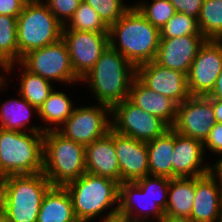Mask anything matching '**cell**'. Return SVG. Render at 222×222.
Listing matches in <instances>:
<instances>
[{"label":"cell","instance_id":"1","mask_svg":"<svg viewBox=\"0 0 222 222\" xmlns=\"http://www.w3.org/2000/svg\"><path fill=\"white\" fill-rule=\"evenodd\" d=\"M109 46L135 67L155 60L160 29L132 7L108 29Z\"/></svg>","mask_w":222,"mask_h":222},{"label":"cell","instance_id":"2","mask_svg":"<svg viewBox=\"0 0 222 222\" xmlns=\"http://www.w3.org/2000/svg\"><path fill=\"white\" fill-rule=\"evenodd\" d=\"M52 187L44 173L0 179V209L7 222H37L44 195Z\"/></svg>","mask_w":222,"mask_h":222},{"label":"cell","instance_id":"3","mask_svg":"<svg viewBox=\"0 0 222 222\" xmlns=\"http://www.w3.org/2000/svg\"><path fill=\"white\" fill-rule=\"evenodd\" d=\"M135 77L136 67L117 50L108 46L81 82L89 84L98 103L112 107L128 99Z\"/></svg>","mask_w":222,"mask_h":222},{"label":"cell","instance_id":"4","mask_svg":"<svg viewBox=\"0 0 222 222\" xmlns=\"http://www.w3.org/2000/svg\"><path fill=\"white\" fill-rule=\"evenodd\" d=\"M64 187L71 196L74 214L79 222H89L100 217L99 215L108 208L112 209L107 212L108 214H103V218L118 214L119 183L117 181L86 172Z\"/></svg>","mask_w":222,"mask_h":222},{"label":"cell","instance_id":"5","mask_svg":"<svg viewBox=\"0 0 222 222\" xmlns=\"http://www.w3.org/2000/svg\"><path fill=\"white\" fill-rule=\"evenodd\" d=\"M43 173L52 186H65L86 173L85 146L57 130L44 132Z\"/></svg>","mask_w":222,"mask_h":222},{"label":"cell","instance_id":"6","mask_svg":"<svg viewBox=\"0 0 222 222\" xmlns=\"http://www.w3.org/2000/svg\"><path fill=\"white\" fill-rule=\"evenodd\" d=\"M44 132L0 128V179L9 175L43 172Z\"/></svg>","mask_w":222,"mask_h":222},{"label":"cell","instance_id":"7","mask_svg":"<svg viewBox=\"0 0 222 222\" xmlns=\"http://www.w3.org/2000/svg\"><path fill=\"white\" fill-rule=\"evenodd\" d=\"M63 27L45 2L24 5L17 17L19 62L28 52L60 40Z\"/></svg>","mask_w":222,"mask_h":222},{"label":"cell","instance_id":"8","mask_svg":"<svg viewBox=\"0 0 222 222\" xmlns=\"http://www.w3.org/2000/svg\"><path fill=\"white\" fill-rule=\"evenodd\" d=\"M20 63L30 72L55 83L67 85L81 82L73 71L66 43L61 38L55 43L25 54Z\"/></svg>","mask_w":222,"mask_h":222},{"label":"cell","instance_id":"9","mask_svg":"<svg viewBox=\"0 0 222 222\" xmlns=\"http://www.w3.org/2000/svg\"><path fill=\"white\" fill-rule=\"evenodd\" d=\"M110 118L111 129L146 143L169 129L160 118L137 107L129 99L114 104L111 107Z\"/></svg>","mask_w":222,"mask_h":222},{"label":"cell","instance_id":"10","mask_svg":"<svg viewBox=\"0 0 222 222\" xmlns=\"http://www.w3.org/2000/svg\"><path fill=\"white\" fill-rule=\"evenodd\" d=\"M97 105L75 107L57 131L84 146L102 138L111 129V107L101 103Z\"/></svg>","mask_w":222,"mask_h":222},{"label":"cell","instance_id":"11","mask_svg":"<svg viewBox=\"0 0 222 222\" xmlns=\"http://www.w3.org/2000/svg\"><path fill=\"white\" fill-rule=\"evenodd\" d=\"M62 39L68 48L73 71L80 80L109 46L108 33L63 29Z\"/></svg>","mask_w":222,"mask_h":222},{"label":"cell","instance_id":"12","mask_svg":"<svg viewBox=\"0 0 222 222\" xmlns=\"http://www.w3.org/2000/svg\"><path fill=\"white\" fill-rule=\"evenodd\" d=\"M222 72V44L207 39L198 51L187 74L191 96H208Z\"/></svg>","mask_w":222,"mask_h":222},{"label":"cell","instance_id":"13","mask_svg":"<svg viewBox=\"0 0 222 222\" xmlns=\"http://www.w3.org/2000/svg\"><path fill=\"white\" fill-rule=\"evenodd\" d=\"M216 120L211 98L208 96H190L178 105L174 131L204 142Z\"/></svg>","mask_w":222,"mask_h":222},{"label":"cell","instance_id":"14","mask_svg":"<svg viewBox=\"0 0 222 222\" xmlns=\"http://www.w3.org/2000/svg\"><path fill=\"white\" fill-rule=\"evenodd\" d=\"M136 77L150 90L172 99L178 105L191 96L185 73L169 69L155 61L137 66Z\"/></svg>","mask_w":222,"mask_h":222},{"label":"cell","instance_id":"15","mask_svg":"<svg viewBox=\"0 0 222 222\" xmlns=\"http://www.w3.org/2000/svg\"><path fill=\"white\" fill-rule=\"evenodd\" d=\"M190 218L194 222L222 220V181L215 171L195 177V195Z\"/></svg>","mask_w":222,"mask_h":222},{"label":"cell","instance_id":"16","mask_svg":"<svg viewBox=\"0 0 222 222\" xmlns=\"http://www.w3.org/2000/svg\"><path fill=\"white\" fill-rule=\"evenodd\" d=\"M206 40L202 34L160 38L154 61L187 75L193 60Z\"/></svg>","mask_w":222,"mask_h":222},{"label":"cell","instance_id":"17","mask_svg":"<svg viewBox=\"0 0 222 222\" xmlns=\"http://www.w3.org/2000/svg\"><path fill=\"white\" fill-rule=\"evenodd\" d=\"M114 147L120 168V184L135 182L149 175L146 142L114 131Z\"/></svg>","mask_w":222,"mask_h":222},{"label":"cell","instance_id":"18","mask_svg":"<svg viewBox=\"0 0 222 222\" xmlns=\"http://www.w3.org/2000/svg\"><path fill=\"white\" fill-rule=\"evenodd\" d=\"M204 154L203 142L174 131L173 178L200 177L209 173L212 165L203 162Z\"/></svg>","mask_w":222,"mask_h":222},{"label":"cell","instance_id":"19","mask_svg":"<svg viewBox=\"0 0 222 222\" xmlns=\"http://www.w3.org/2000/svg\"><path fill=\"white\" fill-rule=\"evenodd\" d=\"M118 214L142 220H150L151 217L162 220L165 217L164 210L136 182L119 184Z\"/></svg>","mask_w":222,"mask_h":222},{"label":"cell","instance_id":"20","mask_svg":"<svg viewBox=\"0 0 222 222\" xmlns=\"http://www.w3.org/2000/svg\"><path fill=\"white\" fill-rule=\"evenodd\" d=\"M86 172L120 184V168L114 147V130L85 146Z\"/></svg>","mask_w":222,"mask_h":222},{"label":"cell","instance_id":"21","mask_svg":"<svg viewBox=\"0 0 222 222\" xmlns=\"http://www.w3.org/2000/svg\"><path fill=\"white\" fill-rule=\"evenodd\" d=\"M128 99L142 110L160 118L169 128L174 125L178 104L172 99L150 90L134 78Z\"/></svg>","mask_w":222,"mask_h":222},{"label":"cell","instance_id":"22","mask_svg":"<svg viewBox=\"0 0 222 222\" xmlns=\"http://www.w3.org/2000/svg\"><path fill=\"white\" fill-rule=\"evenodd\" d=\"M37 222H79L74 214L72 199L63 186H52L44 195Z\"/></svg>","mask_w":222,"mask_h":222},{"label":"cell","instance_id":"23","mask_svg":"<svg viewBox=\"0 0 222 222\" xmlns=\"http://www.w3.org/2000/svg\"><path fill=\"white\" fill-rule=\"evenodd\" d=\"M20 99L12 98L2 103L0 108V128L18 132H44L42 126H28L31 110L38 114V109L32 106L19 93Z\"/></svg>","mask_w":222,"mask_h":222},{"label":"cell","instance_id":"24","mask_svg":"<svg viewBox=\"0 0 222 222\" xmlns=\"http://www.w3.org/2000/svg\"><path fill=\"white\" fill-rule=\"evenodd\" d=\"M149 175L173 178L172 155L174 130L170 127L162 135L146 143Z\"/></svg>","mask_w":222,"mask_h":222},{"label":"cell","instance_id":"25","mask_svg":"<svg viewBox=\"0 0 222 222\" xmlns=\"http://www.w3.org/2000/svg\"><path fill=\"white\" fill-rule=\"evenodd\" d=\"M195 195V177L170 179L165 216L190 218Z\"/></svg>","mask_w":222,"mask_h":222},{"label":"cell","instance_id":"26","mask_svg":"<svg viewBox=\"0 0 222 222\" xmlns=\"http://www.w3.org/2000/svg\"><path fill=\"white\" fill-rule=\"evenodd\" d=\"M72 100L67 96L66 92L53 91L48 98L38 109V118L44 121L45 126H42L44 132L49 130L59 129L65 121L72 115L75 107H73ZM47 125V126H46ZM50 125H55L54 128Z\"/></svg>","mask_w":222,"mask_h":222},{"label":"cell","instance_id":"27","mask_svg":"<svg viewBox=\"0 0 222 222\" xmlns=\"http://www.w3.org/2000/svg\"><path fill=\"white\" fill-rule=\"evenodd\" d=\"M16 64L23 68V75L21 74L22 77L20 78V84L18 85L20 86L18 93L32 106L39 109L54 89L53 85H51L52 82L30 72L20 62H14L7 65L4 71L11 73Z\"/></svg>","mask_w":222,"mask_h":222},{"label":"cell","instance_id":"28","mask_svg":"<svg viewBox=\"0 0 222 222\" xmlns=\"http://www.w3.org/2000/svg\"><path fill=\"white\" fill-rule=\"evenodd\" d=\"M19 62L17 41V17L0 15V70L11 63Z\"/></svg>","mask_w":222,"mask_h":222},{"label":"cell","instance_id":"29","mask_svg":"<svg viewBox=\"0 0 222 222\" xmlns=\"http://www.w3.org/2000/svg\"><path fill=\"white\" fill-rule=\"evenodd\" d=\"M197 24L206 39L216 40L222 34V0H204Z\"/></svg>","mask_w":222,"mask_h":222},{"label":"cell","instance_id":"30","mask_svg":"<svg viewBox=\"0 0 222 222\" xmlns=\"http://www.w3.org/2000/svg\"><path fill=\"white\" fill-rule=\"evenodd\" d=\"M63 29H73L78 31L108 33V27L100 19L98 13L92 6L82 1L76 9L73 17Z\"/></svg>","mask_w":222,"mask_h":222},{"label":"cell","instance_id":"31","mask_svg":"<svg viewBox=\"0 0 222 222\" xmlns=\"http://www.w3.org/2000/svg\"><path fill=\"white\" fill-rule=\"evenodd\" d=\"M134 6L153 26L159 29L176 13L174 6L169 0H152L150 4L141 1Z\"/></svg>","mask_w":222,"mask_h":222},{"label":"cell","instance_id":"32","mask_svg":"<svg viewBox=\"0 0 222 222\" xmlns=\"http://www.w3.org/2000/svg\"><path fill=\"white\" fill-rule=\"evenodd\" d=\"M135 182L144 192H147L149 197L155 203H157L165 211L168 200L170 178L146 175L145 177L140 178Z\"/></svg>","mask_w":222,"mask_h":222},{"label":"cell","instance_id":"33","mask_svg":"<svg viewBox=\"0 0 222 222\" xmlns=\"http://www.w3.org/2000/svg\"><path fill=\"white\" fill-rule=\"evenodd\" d=\"M93 7L100 19L109 28L119 20L132 5L124 4L123 0H83Z\"/></svg>","mask_w":222,"mask_h":222},{"label":"cell","instance_id":"34","mask_svg":"<svg viewBox=\"0 0 222 222\" xmlns=\"http://www.w3.org/2000/svg\"><path fill=\"white\" fill-rule=\"evenodd\" d=\"M192 34H201L197 21L178 12L160 29V38H172Z\"/></svg>","mask_w":222,"mask_h":222},{"label":"cell","instance_id":"35","mask_svg":"<svg viewBox=\"0 0 222 222\" xmlns=\"http://www.w3.org/2000/svg\"><path fill=\"white\" fill-rule=\"evenodd\" d=\"M83 0H46L49 10L65 26Z\"/></svg>","mask_w":222,"mask_h":222},{"label":"cell","instance_id":"36","mask_svg":"<svg viewBox=\"0 0 222 222\" xmlns=\"http://www.w3.org/2000/svg\"><path fill=\"white\" fill-rule=\"evenodd\" d=\"M174 6L175 12L194 18H199L200 11L204 0H169Z\"/></svg>","mask_w":222,"mask_h":222},{"label":"cell","instance_id":"37","mask_svg":"<svg viewBox=\"0 0 222 222\" xmlns=\"http://www.w3.org/2000/svg\"><path fill=\"white\" fill-rule=\"evenodd\" d=\"M203 146L205 152L207 151L205 148H207L214 154L222 155V123H215L203 142Z\"/></svg>","mask_w":222,"mask_h":222},{"label":"cell","instance_id":"38","mask_svg":"<svg viewBox=\"0 0 222 222\" xmlns=\"http://www.w3.org/2000/svg\"><path fill=\"white\" fill-rule=\"evenodd\" d=\"M23 7L24 4L20 0H0V15L18 17Z\"/></svg>","mask_w":222,"mask_h":222},{"label":"cell","instance_id":"39","mask_svg":"<svg viewBox=\"0 0 222 222\" xmlns=\"http://www.w3.org/2000/svg\"><path fill=\"white\" fill-rule=\"evenodd\" d=\"M208 97L211 99L222 100V72L217 77L215 86Z\"/></svg>","mask_w":222,"mask_h":222},{"label":"cell","instance_id":"40","mask_svg":"<svg viewBox=\"0 0 222 222\" xmlns=\"http://www.w3.org/2000/svg\"><path fill=\"white\" fill-rule=\"evenodd\" d=\"M211 104L216 122L222 123V100L211 99Z\"/></svg>","mask_w":222,"mask_h":222},{"label":"cell","instance_id":"41","mask_svg":"<svg viewBox=\"0 0 222 222\" xmlns=\"http://www.w3.org/2000/svg\"><path fill=\"white\" fill-rule=\"evenodd\" d=\"M162 222H194L191 218L165 216Z\"/></svg>","mask_w":222,"mask_h":222},{"label":"cell","instance_id":"42","mask_svg":"<svg viewBox=\"0 0 222 222\" xmlns=\"http://www.w3.org/2000/svg\"><path fill=\"white\" fill-rule=\"evenodd\" d=\"M102 222H125V217L119 214L113 215L108 218H102Z\"/></svg>","mask_w":222,"mask_h":222},{"label":"cell","instance_id":"43","mask_svg":"<svg viewBox=\"0 0 222 222\" xmlns=\"http://www.w3.org/2000/svg\"><path fill=\"white\" fill-rule=\"evenodd\" d=\"M24 5L44 3L42 0H20Z\"/></svg>","mask_w":222,"mask_h":222},{"label":"cell","instance_id":"44","mask_svg":"<svg viewBox=\"0 0 222 222\" xmlns=\"http://www.w3.org/2000/svg\"><path fill=\"white\" fill-rule=\"evenodd\" d=\"M157 222H162L161 220H156ZM125 222H150V221H146V220H142V219H134V218H128L125 217ZM152 222V221H151Z\"/></svg>","mask_w":222,"mask_h":222},{"label":"cell","instance_id":"45","mask_svg":"<svg viewBox=\"0 0 222 222\" xmlns=\"http://www.w3.org/2000/svg\"><path fill=\"white\" fill-rule=\"evenodd\" d=\"M212 170L215 171L219 175L222 181V166H212Z\"/></svg>","mask_w":222,"mask_h":222},{"label":"cell","instance_id":"46","mask_svg":"<svg viewBox=\"0 0 222 222\" xmlns=\"http://www.w3.org/2000/svg\"><path fill=\"white\" fill-rule=\"evenodd\" d=\"M4 78H5V75L3 76V75L0 74V90H1V88H3L5 85H7V84L5 83L7 77H6L5 79H4Z\"/></svg>","mask_w":222,"mask_h":222},{"label":"cell","instance_id":"47","mask_svg":"<svg viewBox=\"0 0 222 222\" xmlns=\"http://www.w3.org/2000/svg\"><path fill=\"white\" fill-rule=\"evenodd\" d=\"M0 222H7L6 217L1 209H0Z\"/></svg>","mask_w":222,"mask_h":222},{"label":"cell","instance_id":"48","mask_svg":"<svg viewBox=\"0 0 222 222\" xmlns=\"http://www.w3.org/2000/svg\"><path fill=\"white\" fill-rule=\"evenodd\" d=\"M220 160H216V163L212 166H222V157L219 158Z\"/></svg>","mask_w":222,"mask_h":222},{"label":"cell","instance_id":"49","mask_svg":"<svg viewBox=\"0 0 222 222\" xmlns=\"http://www.w3.org/2000/svg\"><path fill=\"white\" fill-rule=\"evenodd\" d=\"M216 40L222 44V34Z\"/></svg>","mask_w":222,"mask_h":222}]
</instances>
